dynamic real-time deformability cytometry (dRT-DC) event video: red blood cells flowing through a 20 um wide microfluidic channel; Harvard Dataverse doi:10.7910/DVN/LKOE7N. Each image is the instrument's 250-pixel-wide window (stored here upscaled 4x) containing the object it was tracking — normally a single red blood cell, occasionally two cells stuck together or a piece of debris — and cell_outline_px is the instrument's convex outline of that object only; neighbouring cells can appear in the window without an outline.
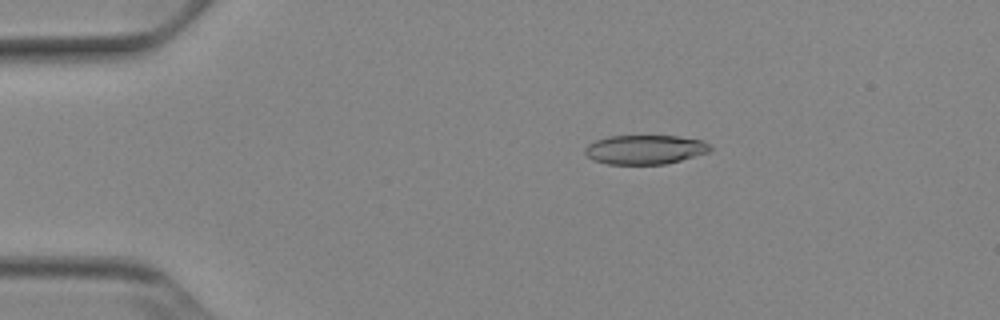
{"species": "Egyptian fruit bat (a non-hibernating species)", "species_latin": "Rousettus aegyptiacus", "temperature_condition": "cold", "stored_images_in_passage": 45, "camera_frame_rate_fps": 3000, "um_per_image_px": 0.085, "animal": {"sex": "female"}, "frame": {"image": 1, "passage_image": 3, "time_ms": 0.667, "image_size_px": [1000, 320], "cell_outline_px": [[712, 148], [708, 152], [680, 160], [664, 164], [608, 164], [592, 160], [584, 152], [584, 148], [588, 144], [596, 140], [608, 136], [680, 136], [704, 140]], "centroid_in_image_um": [54.81, 12.7], "position_along_channel_um": 30.2, "area_um2": 21.33}}
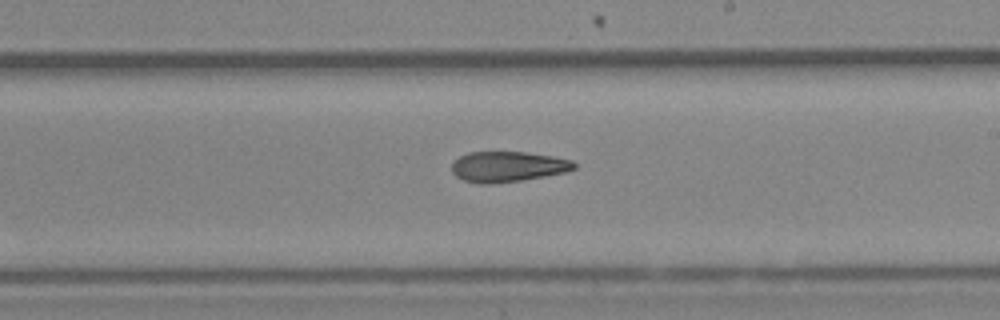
{"frame": {"image": 2, "passage_image": 24, "time_ms": 7.667, "image_size_px": [1000, 320], "cell_outline_px": [[576, 168], [568, 172], [520, 180], [492, 184], [476, 184], [464, 180], [456, 176], [452, 172], [452, 164], [460, 156], [468, 152], [524, 152], [552, 156], [572, 160], [576, 164]], "centroid_in_image_um": [43.16, 14.17], "position_along_channel_um": 245.8, "area_um2": 21.73}}
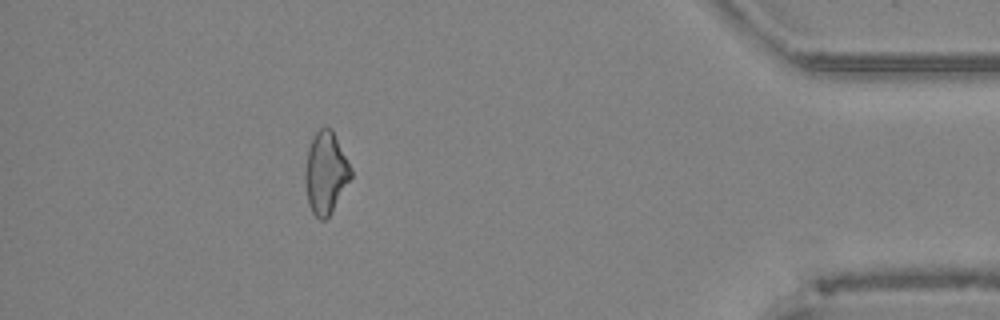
{"frame": {"image": 3, "passage_image": 40, "time_ms": 13.0, "image_size_px": [1000, 320], "cell_outline_px": [[352, 176], [332, 212], [324, 220], [320, 220], [312, 212], [308, 204], [304, 180], [304, 172], [308, 148], [312, 136], [320, 128], [332, 128], [352, 168]], "centroid_in_image_um": [27.68, 14.68], "position_along_channel_um": 407.5, "area_um2": 22.08}, "authors_computed_cell_mechanics": {"area_um2": 22.542, "velocity_mm_per_s": 3.9026, "shape_relaxation_time_tau1_ms": null, "shape_relaxation_time_tau2_ms": 5.5695, "deformation_change_tau1": null, "deformation_change_tau2": 0.1507}}